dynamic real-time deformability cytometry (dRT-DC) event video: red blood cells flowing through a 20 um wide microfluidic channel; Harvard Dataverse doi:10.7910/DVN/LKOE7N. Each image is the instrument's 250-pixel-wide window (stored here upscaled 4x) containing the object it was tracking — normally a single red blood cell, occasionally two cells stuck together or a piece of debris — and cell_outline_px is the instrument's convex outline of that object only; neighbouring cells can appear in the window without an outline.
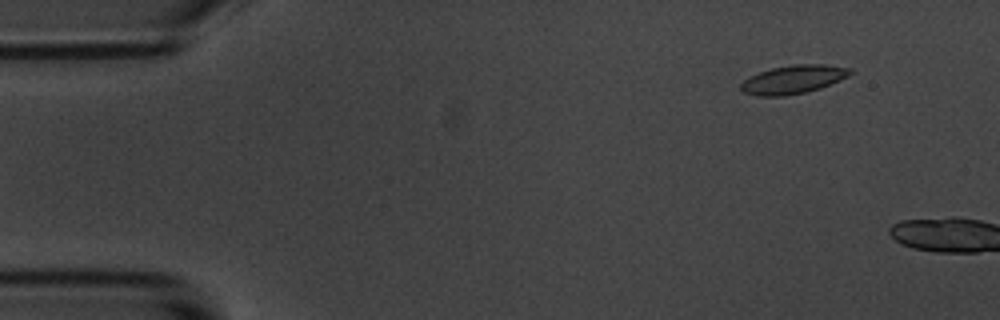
{"species": "common noctule bat (a hibernating species)", "species_latin": "Nyctalus noctula", "temperature_condition": "room temperature", "stored_images_in_passage": 6, "camera_frame_rate_fps": 3000, "um_per_image_px": 0.085, "animal": {"sex": "male", "body_mass_g": 20.1, "forearm_length_mm": 53.5}, "frame": {"image": 1, "passage_image": 3, "time_ms": 0.667, "image_size_px": [1000, 320], "cell_outline_px": [[852, 72], [848, 76], [840, 80], [820, 88], [804, 92], [784, 96], [756, 96], [744, 92], [740, 88], [740, 84], [748, 76], [772, 68], [792, 64], [824, 64], [852, 68]], "centroid_in_image_um": [67.41, 6.75], "position_along_channel_um": 17.6, "area_um2": 18.15}}